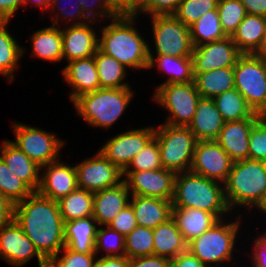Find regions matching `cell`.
<instances>
[{"label":"cell","instance_id":"6da1fadb","mask_svg":"<svg viewBox=\"0 0 266 267\" xmlns=\"http://www.w3.org/2000/svg\"><path fill=\"white\" fill-rule=\"evenodd\" d=\"M14 220L47 262L65 247L64 221L57 201L32 192L15 205Z\"/></svg>","mask_w":266,"mask_h":267},{"label":"cell","instance_id":"7a4b0ae2","mask_svg":"<svg viewBox=\"0 0 266 267\" xmlns=\"http://www.w3.org/2000/svg\"><path fill=\"white\" fill-rule=\"evenodd\" d=\"M140 17L116 16L100 29L98 49L130 69H147L149 43L141 36L134 22Z\"/></svg>","mask_w":266,"mask_h":267},{"label":"cell","instance_id":"3957f363","mask_svg":"<svg viewBox=\"0 0 266 267\" xmlns=\"http://www.w3.org/2000/svg\"><path fill=\"white\" fill-rule=\"evenodd\" d=\"M173 208H195L212 213L218 220L231 209L225 197L224 184L191 171L177 173Z\"/></svg>","mask_w":266,"mask_h":267},{"label":"cell","instance_id":"277c9868","mask_svg":"<svg viewBox=\"0 0 266 267\" xmlns=\"http://www.w3.org/2000/svg\"><path fill=\"white\" fill-rule=\"evenodd\" d=\"M225 197L234 207L257 208L266 193V162L251 159L235 161L224 183Z\"/></svg>","mask_w":266,"mask_h":267},{"label":"cell","instance_id":"5b68a950","mask_svg":"<svg viewBox=\"0 0 266 267\" xmlns=\"http://www.w3.org/2000/svg\"><path fill=\"white\" fill-rule=\"evenodd\" d=\"M133 92L132 87L99 88L79 96L73 104L87 125L108 130L133 100Z\"/></svg>","mask_w":266,"mask_h":267},{"label":"cell","instance_id":"8992f818","mask_svg":"<svg viewBox=\"0 0 266 267\" xmlns=\"http://www.w3.org/2000/svg\"><path fill=\"white\" fill-rule=\"evenodd\" d=\"M239 219L237 216L229 223L219 219L207 231L190 241L187 249L206 267H223L225 262H231L234 258L232 255L241 224Z\"/></svg>","mask_w":266,"mask_h":267},{"label":"cell","instance_id":"52a82bcc","mask_svg":"<svg viewBox=\"0 0 266 267\" xmlns=\"http://www.w3.org/2000/svg\"><path fill=\"white\" fill-rule=\"evenodd\" d=\"M154 137L164 169L176 173L190 171L198 140L188 127L162 123L155 128Z\"/></svg>","mask_w":266,"mask_h":267},{"label":"cell","instance_id":"ba28073f","mask_svg":"<svg viewBox=\"0 0 266 267\" xmlns=\"http://www.w3.org/2000/svg\"><path fill=\"white\" fill-rule=\"evenodd\" d=\"M234 84L253 112L266 116V68L262 58L242 54L234 66Z\"/></svg>","mask_w":266,"mask_h":267},{"label":"cell","instance_id":"9c48e42d","mask_svg":"<svg viewBox=\"0 0 266 267\" xmlns=\"http://www.w3.org/2000/svg\"><path fill=\"white\" fill-rule=\"evenodd\" d=\"M155 89L153 101L169 112L165 124L187 127L201 98L194 82L159 84Z\"/></svg>","mask_w":266,"mask_h":267},{"label":"cell","instance_id":"30bf717a","mask_svg":"<svg viewBox=\"0 0 266 267\" xmlns=\"http://www.w3.org/2000/svg\"><path fill=\"white\" fill-rule=\"evenodd\" d=\"M15 141H11L40 167L59 159L60 149L66 143L56 133L30 125L12 122Z\"/></svg>","mask_w":266,"mask_h":267},{"label":"cell","instance_id":"8fae6325","mask_svg":"<svg viewBox=\"0 0 266 267\" xmlns=\"http://www.w3.org/2000/svg\"><path fill=\"white\" fill-rule=\"evenodd\" d=\"M150 19L156 55L191 57L194 46L189 26L174 15H154Z\"/></svg>","mask_w":266,"mask_h":267},{"label":"cell","instance_id":"7c38bea8","mask_svg":"<svg viewBox=\"0 0 266 267\" xmlns=\"http://www.w3.org/2000/svg\"><path fill=\"white\" fill-rule=\"evenodd\" d=\"M177 173L167 169L123 171L130 195L172 200Z\"/></svg>","mask_w":266,"mask_h":267},{"label":"cell","instance_id":"4fadbf2b","mask_svg":"<svg viewBox=\"0 0 266 267\" xmlns=\"http://www.w3.org/2000/svg\"><path fill=\"white\" fill-rule=\"evenodd\" d=\"M154 136L153 126L132 129L112 136L99 151L123 172Z\"/></svg>","mask_w":266,"mask_h":267},{"label":"cell","instance_id":"5bb4252c","mask_svg":"<svg viewBox=\"0 0 266 267\" xmlns=\"http://www.w3.org/2000/svg\"><path fill=\"white\" fill-rule=\"evenodd\" d=\"M78 188L92 193L118 185L123 172L112 164L99 150L92 158L76 164Z\"/></svg>","mask_w":266,"mask_h":267},{"label":"cell","instance_id":"9a60e30c","mask_svg":"<svg viewBox=\"0 0 266 267\" xmlns=\"http://www.w3.org/2000/svg\"><path fill=\"white\" fill-rule=\"evenodd\" d=\"M37 257L39 267H48V262L39 254L33 242L13 220L0 227V257L8 264L22 267L33 257Z\"/></svg>","mask_w":266,"mask_h":267},{"label":"cell","instance_id":"2e32d148","mask_svg":"<svg viewBox=\"0 0 266 267\" xmlns=\"http://www.w3.org/2000/svg\"><path fill=\"white\" fill-rule=\"evenodd\" d=\"M233 161L215 141H197L190 171L210 180L224 184Z\"/></svg>","mask_w":266,"mask_h":267},{"label":"cell","instance_id":"e0dca14e","mask_svg":"<svg viewBox=\"0 0 266 267\" xmlns=\"http://www.w3.org/2000/svg\"><path fill=\"white\" fill-rule=\"evenodd\" d=\"M241 55L231 36L196 46L191 55L193 74L234 67Z\"/></svg>","mask_w":266,"mask_h":267},{"label":"cell","instance_id":"ac0fdd59","mask_svg":"<svg viewBox=\"0 0 266 267\" xmlns=\"http://www.w3.org/2000/svg\"><path fill=\"white\" fill-rule=\"evenodd\" d=\"M46 168V169H45ZM38 192L45 197L58 201L78 188L75 165L64 163L61 159L42 166Z\"/></svg>","mask_w":266,"mask_h":267},{"label":"cell","instance_id":"d6986e66","mask_svg":"<svg viewBox=\"0 0 266 267\" xmlns=\"http://www.w3.org/2000/svg\"><path fill=\"white\" fill-rule=\"evenodd\" d=\"M91 23L92 21H89L61 29L63 59L67 62L95 55L98 50L99 35H96Z\"/></svg>","mask_w":266,"mask_h":267},{"label":"cell","instance_id":"ffe728a7","mask_svg":"<svg viewBox=\"0 0 266 267\" xmlns=\"http://www.w3.org/2000/svg\"><path fill=\"white\" fill-rule=\"evenodd\" d=\"M67 64L62 69V75L67 85L73 89L69 92L71 103L79 96L100 88L94 56L86 59H75Z\"/></svg>","mask_w":266,"mask_h":267},{"label":"cell","instance_id":"44dd1931","mask_svg":"<svg viewBox=\"0 0 266 267\" xmlns=\"http://www.w3.org/2000/svg\"><path fill=\"white\" fill-rule=\"evenodd\" d=\"M258 119L247 118L225 122L215 141L225 150L233 162L248 159L249 135L253 124Z\"/></svg>","mask_w":266,"mask_h":267},{"label":"cell","instance_id":"7402d4cb","mask_svg":"<svg viewBox=\"0 0 266 267\" xmlns=\"http://www.w3.org/2000/svg\"><path fill=\"white\" fill-rule=\"evenodd\" d=\"M0 145V158L8 166L10 172L22 180L33 192L38 191L42 174L41 167L11 140L5 139Z\"/></svg>","mask_w":266,"mask_h":267},{"label":"cell","instance_id":"603a6c76","mask_svg":"<svg viewBox=\"0 0 266 267\" xmlns=\"http://www.w3.org/2000/svg\"><path fill=\"white\" fill-rule=\"evenodd\" d=\"M130 192L124 181L94 193L93 218L99 226H107L129 204Z\"/></svg>","mask_w":266,"mask_h":267},{"label":"cell","instance_id":"cb8c5ba5","mask_svg":"<svg viewBox=\"0 0 266 267\" xmlns=\"http://www.w3.org/2000/svg\"><path fill=\"white\" fill-rule=\"evenodd\" d=\"M225 121L217 109L213 98L201 97L195 114L187 126L198 141L216 140Z\"/></svg>","mask_w":266,"mask_h":267},{"label":"cell","instance_id":"d4e9b609","mask_svg":"<svg viewBox=\"0 0 266 267\" xmlns=\"http://www.w3.org/2000/svg\"><path fill=\"white\" fill-rule=\"evenodd\" d=\"M131 205L138 226L155 229L172 218V202L153 197L130 196Z\"/></svg>","mask_w":266,"mask_h":267},{"label":"cell","instance_id":"484cf974","mask_svg":"<svg viewBox=\"0 0 266 267\" xmlns=\"http://www.w3.org/2000/svg\"><path fill=\"white\" fill-rule=\"evenodd\" d=\"M98 226L93 216L64 222L65 247L78 253H95Z\"/></svg>","mask_w":266,"mask_h":267},{"label":"cell","instance_id":"4316f807","mask_svg":"<svg viewBox=\"0 0 266 267\" xmlns=\"http://www.w3.org/2000/svg\"><path fill=\"white\" fill-rule=\"evenodd\" d=\"M172 218L187 244L218 221L212 213L195 208H172Z\"/></svg>","mask_w":266,"mask_h":267},{"label":"cell","instance_id":"83f0119b","mask_svg":"<svg viewBox=\"0 0 266 267\" xmlns=\"http://www.w3.org/2000/svg\"><path fill=\"white\" fill-rule=\"evenodd\" d=\"M32 56L57 63L63 60L61 28L51 25L36 30L30 38Z\"/></svg>","mask_w":266,"mask_h":267},{"label":"cell","instance_id":"f1b7e54d","mask_svg":"<svg viewBox=\"0 0 266 267\" xmlns=\"http://www.w3.org/2000/svg\"><path fill=\"white\" fill-rule=\"evenodd\" d=\"M153 255L175 258L187 250V243L173 218L153 229Z\"/></svg>","mask_w":266,"mask_h":267},{"label":"cell","instance_id":"f546056e","mask_svg":"<svg viewBox=\"0 0 266 267\" xmlns=\"http://www.w3.org/2000/svg\"><path fill=\"white\" fill-rule=\"evenodd\" d=\"M266 31V17L246 14L231 36L242 54H253L261 44Z\"/></svg>","mask_w":266,"mask_h":267},{"label":"cell","instance_id":"4dcf8cb0","mask_svg":"<svg viewBox=\"0 0 266 267\" xmlns=\"http://www.w3.org/2000/svg\"><path fill=\"white\" fill-rule=\"evenodd\" d=\"M148 47L149 65L147 69L156 66L159 71H166L169 78L162 84L193 82V67L191 57H173L171 55H155Z\"/></svg>","mask_w":266,"mask_h":267},{"label":"cell","instance_id":"1f68e13d","mask_svg":"<svg viewBox=\"0 0 266 267\" xmlns=\"http://www.w3.org/2000/svg\"><path fill=\"white\" fill-rule=\"evenodd\" d=\"M193 82L201 97L215 96L235 88L234 67L219 68L212 71L193 74Z\"/></svg>","mask_w":266,"mask_h":267},{"label":"cell","instance_id":"d6a6232c","mask_svg":"<svg viewBox=\"0 0 266 267\" xmlns=\"http://www.w3.org/2000/svg\"><path fill=\"white\" fill-rule=\"evenodd\" d=\"M8 23L9 21H0V75L12 83L15 79V70L19 68V60L26 48L20 46L13 34L8 31Z\"/></svg>","mask_w":266,"mask_h":267},{"label":"cell","instance_id":"836d02e7","mask_svg":"<svg viewBox=\"0 0 266 267\" xmlns=\"http://www.w3.org/2000/svg\"><path fill=\"white\" fill-rule=\"evenodd\" d=\"M213 100L225 122L261 117L253 112L236 88L215 96Z\"/></svg>","mask_w":266,"mask_h":267},{"label":"cell","instance_id":"e575fe53","mask_svg":"<svg viewBox=\"0 0 266 267\" xmlns=\"http://www.w3.org/2000/svg\"><path fill=\"white\" fill-rule=\"evenodd\" d=\"M100 88H127L129 82L124 81L127 76V68L117 59L108 56L99 49L94 55ZM124 81V82H123Z\"/></svg>","mask_w":266,"mask_h":267},{"label":"cell","instance_id":"d590c367","mask_svg":"<svg viewBox=\"0 0 266 267\" xmlns=\"http://www.w3.org/2000/svg\"><path fill=\"white\" fill-rule=\"evenodd\" d=\"M94 193L77 188L57 203L64 222L78 218H86L93 214Z\"/></svg>","mask_w":266,"mask_h":267},{"label":"cell","instance_id":"8d00e7d4","mask_svg":"<svg viewBox=\"0 0 266 267\" xmlns=\"http://www.w3.org/2000/svg\"><path fill=\"white\" fill-rule=\"evenodd\" d=\"M189 29L194 47L227 37L222 29L217 9L205 13L189 26Z\"/></svg>","mask_w":266,"mask_h":267},{"label":"cell","instance_id":"74e56055","mask_svg":"<svg viewBox=\"0 0 266 267\" xmlns=\"http://www.w3.org/2000/svg\"><path fill=\"white\" fill-rule=\"evenodd\" d=\"M153 229L137 226L125 236V256L128 259L153 255Z\"/></svg>","mask_w":266,"mask_h":267},{"label":"cell","instance_id":"f35d334b","mask_svg":"<svg viewBox=\"0 0 266 267\" xmlns=\"http://www.w3.org/2000/svg\"><path fill=\"white\" fill-rule=\"evenodd\" d=\"M33 191L16 177L0 158V194L14 205L22 202Z\"/></svg>","mask_w":266,"mask_h":267},{"label":"cell","instance_id":"ab89813d","mask_svg":"<svg viewBox=\"0 0 266 267\" xmlns=\"http://www.w3.org/2000/svg\"><path fill=\"white\" fill-rule=\"evenodd\" d=\"M217 11L222 29L227 36L233 35L247 14L240 0H219Z\"/></svg>","mask_w":266,"mask_h":267},{"label":"cell","instance_id":"60d3db41","mask_svg":"<svg viewBox=\"0 0 266 267\" xmlns=\"http://www.w3.org/2000/svg\"><path fill=\"white\" fill-rule=\"evenodd\" d=\"M106 252V256H125V237L108 226H99L95 239V254Z\"/></svg>","mask_w":266,"mask_h":267},{"label":"cell","instance_id":"b9f144b4","mask_svg":"<svg viewBox=\"0 0 266 267\" xmlns=\"http://www.w3.org/2000/svg\"><path fill=\"white\" fill-rule=\"evenodd\" d=\"M219 0H183L173 14L184 25L191 26L201 16L218 7Z\"/></svg>","mask_w":266,"mask_h":267},{"label":"cell","instance_id":"7bdbcfd3","mask_svg":"<svg viewBox=\"0 0 266 267\" xmlns=\"http://www.w3.org/2000/svg\"><path fill=\"white\" fill-rule=\"evenodd\" d=\"M160 149L153 137L147 145L132 159L124 171H144L162 169Z\"/></svg>","mask_w":266,"mask_h":267},{"label":"cell","instance_id":"ee69618b","mask_svg":"<svg viewBox=\"0 0 266 267\" xmlns=\"http://www.w3.org/2000/svg\"><path fill=\"white\" fill-rule=\"evenodd\" d=\"M67 1L68 0H51L48 10L52 11V13L54 10H57L56 14H52L53 16L51 17V20L53 21L54 26L60 27L59 19H62L63 21L64 20H66V21L70 20V22L71 21L73 22L71 25H80V24H84V23L89 22V20L84 16V14L82 12L81 5L77 0H73L75 3L73 2L72 5L70 3H67L68 6H69V4L71 5L70 7L73 10L71 8L69 9L67 5H66L67 9H65L66 8L65 6H62L63 5L62 2H64L66 4ZM59 16L63 17V18H59Z\"/></svg>","mask_w":266,"mask_h":267},{"label":"cell","instance_id":"f6af8a7d","mask_svg":"<svg viewBox=\"0 0 266 267\" xmlns=\"http://www.w3.org/2000/svg\"><path fill=\"white\" fill-rule=\"evenodd\" d=\"M248 159L266 162V116H261L249 135Z\"/></svg>","mask_w":266,"mask_h":267},{"label":"cell","instance_id":"bcb514c9","mask_svg":"<svg viewBox=\"0 0 266 267\" xmlns=\"http://www.w3.org/2000/svg\"><path fill=\"white\" fill-rule=\"evenodd\" d=\"M63 255L59 253L55 255L49 262L48 267H94L96 262L95 253H78L64 247L62 250Z\"/></svg>","mask_w":266,"mask_h":267},{"label":"cell","instance_id":"7dc6e473","mask_svg":"<svg viewBox=\"0 0 266 267\" xmlns=\"http://www.w3.org/2000/svg\"><path fill=\"white\" fill-rule=\"evenodd\" d=\"M77 1L81 5L84 16L89 21L95 22L93 23V25L96 24L98 20H99L98 22L100 23V19L104 21L103 19H112L117 16L110 9L105 0H77Z\"/></svg>","mask_w":266,"mask_h":267},{"label":"cell","instance_id":"c3c4849f","mask_svg":"<svg viewBox=\"0 0 266 267\" xmlns=\"http://www.w3.org/2000/svg\"><path fill=\"white\" fill-rule=\"evenodd\" d=\"M111 229L127 236L135 227H137L136 216L130 204L125 206L121 212L107 225Z\"/></svg>","mask_w":266,"mask_h":267},{"label":"cell","instance_id":"681fc988","mask_svg":"<svg viewBox=\"0 0 266 267\" xmlns=\"http://www.w3.org/2000/svg\"><path fill=\"white\" fill-rule=\"evenodd\" d=\"M129 267H170V259L164 256L147 255L129 259Z\"/></svg>","mask_w":266,"mask_h":267},{"label":"cell","instance_id":"f907efd6","mask_svg":"<svg viewBox=\"0 0 266 267\" xmlns=\"http://www.w3.org/2000/svg\"><path fill=\"white\" fill-rule=\"evenodd\" d=\"M259 238L254 240V250L250 257L253 267H266V233L258 235Z\"/></svg>","mask_w":266,"mask_h":267},{"label":"cell","instance_id":"816d5d0a","mask_svg":"<svg viewBox=\"0 0 266 267\" xmlns=\"http://www.w3.org/2000/svg\"><path fill=\"white\" fill-rule=\"evenodd\" d=\"M183 0H153L152 16L173 15Z\"/></svg>","mask_w":266,"mask_h":267},{"label":"cell","instance_id":"f5cc1de1","mask_svg":"<svg viewBox=\"0 0 266 267\" xmlns=\"http://www.w3.org/2000/svg\"><path fill=\"white\" fill-rule=\"evenodd\" d=\"M170 267H206L188 249L175 258L170 259Z\"/></svg>","mask_w":266,"mask_h":267},{"label":"cell","instance_id":"db71d44e","mask_svg":"<svg viewBox=\"0 0 266 267\" xmlns=\"http://www.w3.org/2000/svg\"><path fill=\"white\" fill-rule=\"evenodd\" d=\"M22 6V0H0V21H10Z\"/></svg>","mask_w":266,"mask_h":267},{"label":"cell","instance_id":"11a10c76","mask_svg":"<svg viewBox=\"0 0 266 267\" xmlns=\"http://www.w3.org/2000/svg\"><path fill=\"white\" fill-rule=\"evenodd\" d=\"M15 205L0 194V227L9 225L14 220Z\"/></svg>","mask_w":266,"mask_h":267},{"label":"cell","instance_id":"9f6ffc18","mask_svg":"<svg viewBox=\"0 0 266 267\" xmlns=\"http://www.w3.org/2000/svg\"><path fill=\"white\" fill-rule=\"evenodd\" d=\"M94 267H129V259L126 256H106L96 259Z\"/></svg>","mask_w":266,"mask_h":267},{"label":"cell","instance_id":"6f0895ef","mask_svg":"<svg viewBox=\"0 0 266 267\" xmlns=\"http://www.w3.org/2000/svg\"><path fill=\"white\" fill-rule=\"evenodd\" d=\"M152 3L153 0H130V17H138L141 13L151 17Z\"/></svg>","mask_w":266,"mask_h":267},{"label":"cell","instance_id":"680465c9","mask_svg":"<svg viewBox=\"0 0 266 267\" xmlns=\"http://www.w3.org/2000/svg\"><path fill=\"white\" fill-rule=\"evenodd\" d=\"M247 14L266 17V0H240Z\"/></svg>","mask_w":266,"mask_h":267},{"label":"cell","instance_id":"91938a15","mask_svg":"<svg viewBox=\"0 0 266 267\" xmlns=\"http://www.w3.org/2000/svg\"><path fill=\"white\" fill-rule=\"evenodd\" d=\"M117 16L130 17V0H105Z\"/></svg>","mask_w":266,"mask_h":267},{"label":"cell","instance_id":"94428289","mask_svg":"<svg viewBox=\"0 0 266 267\" xmlns=\"http://www.w3.org/2000/svg\"><path fill=\"white\" fill-rule=\"evenodd\" d=\"M51 0H22L23 6L28 4L35 5V7L41 8L42 10H45L48 12L49 6H50Z\"/></svg>","mask_w":266,"mask_h":267},{"label":"cell","instance_id":"6125c7cd","mask_svg":"<svg viewBox=\"0 0 266 267\" xmlns=\"http://www.w3.org/2000/svg\"><path fill=\"white\" fill-rule=\"evenodd\" d=\"M254 56L263 58L266 57V31L263 35L262 41L258 49L253 53Z\"/></svg>","mask_w":266,"mask_h":267},{"label":"cell","instance_id":"be15d7a7","mask_svg":"<svg viewBox=\"0 0 266 267\" xmlns=\"http://www.w3.org/2000/svg\"><path fill=\"white\" fill-rule=\"evenodd\" d=\"M257 210H259L260 212L262 211L263 214L266 213V193H265V196H264L262 202H261L260 205L257 207Z\"/></svg>","mask_w":266,"mask_h":267},{"label":"cell","instance_id":"e7e4bbea","mask_svg":"<svg viewBox=\"0 0 266 267\" xmlns=\"http://www.w3.org/2000/svg\"><path fill=\"white\" fill-rule=\"evenodd\" d=\"M262 60H263V63L265 65V68H266V57H263Z\"/></svg>","mask_w":266,"mask_h":267}]
</instances>
